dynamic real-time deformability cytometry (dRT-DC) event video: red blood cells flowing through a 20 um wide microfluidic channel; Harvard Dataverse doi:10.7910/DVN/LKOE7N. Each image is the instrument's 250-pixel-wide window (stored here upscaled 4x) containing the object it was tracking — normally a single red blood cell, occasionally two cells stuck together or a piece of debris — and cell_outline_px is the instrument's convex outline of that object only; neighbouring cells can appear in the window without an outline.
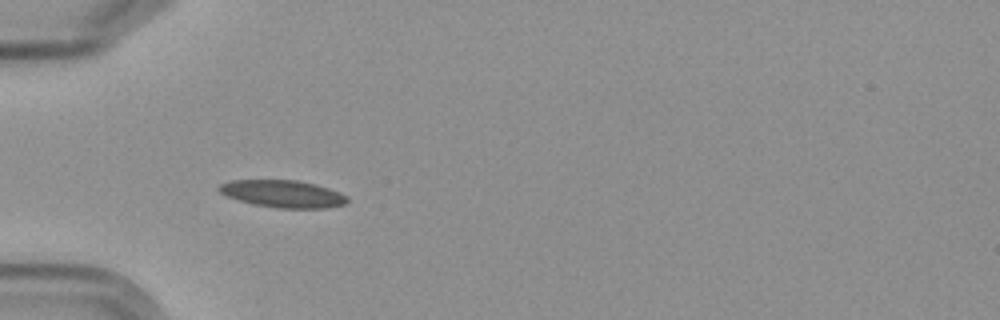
{"species": "Egyptian fruit bat (a non-hibernating species)", "species_latin": "Rousettus aegyptiacus", "temperature_condition": "cold", "stored_images_in_passage": 5, "camera_frame_rate_fps": 3000, "um_per_image_px": 0.085, "frame": {"image": 1, "passage_image": 4, "time_ms": 4.333, "image_size_px": [1000, 320], "cell_outline_px": [[348, 200], [344, 204], [328, 208], [276, 208], [252, 204], [224, 196], [216, 188], [220, 184], [232, 180], [296, 180], [316, 184], [340, 192], [348, 196]], "centroid_in_image_um": [24.02, 16.48], "position_along_channel_um": 61.0, "area_um2": 20.58}}